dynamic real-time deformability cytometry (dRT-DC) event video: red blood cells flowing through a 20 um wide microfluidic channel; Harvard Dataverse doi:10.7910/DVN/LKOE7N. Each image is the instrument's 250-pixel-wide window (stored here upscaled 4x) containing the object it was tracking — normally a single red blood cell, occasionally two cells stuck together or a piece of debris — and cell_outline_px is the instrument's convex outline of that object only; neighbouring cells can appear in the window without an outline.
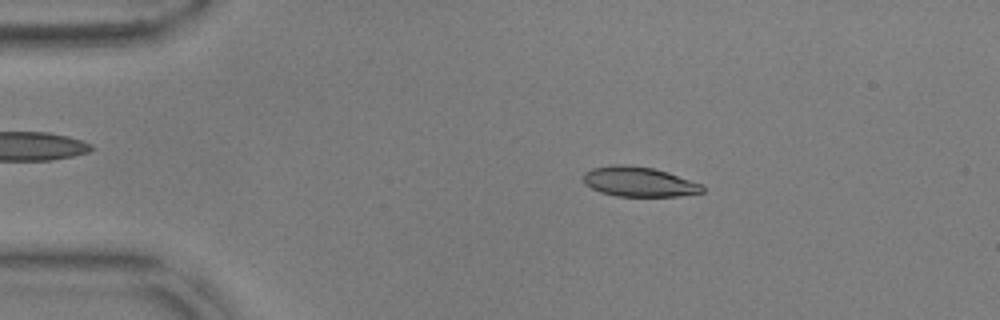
{"species": "common noctule bat (a hibernating species)", "species_latin": "Nyctalus noctula", "temperature_condition": "warm", "stored_images_in_passage": 55, "camera_frame_rate_fps": 3000, "um_per_image_px": 0.085, "animal": {"sex": "male", "body_mass_g": 17.9, "forearm_length_mm": 54.2}, "frame": {"image": 1, "passage_image": 10, "time_ms": 3.0, "image_size_px": [1000, 320], "cell_outline_px": [[704, 192], [676, 196], [616, 196], [600, 192], [584, 184], [584, 172], [592, 168], [612, 164], [628, 164], [652, 168], [668, 172], [704, 184]], "centroid_in_image_um": [54.32, 15.44], "position_along_channel_um": 30.7, "area_um2": 20.87}}
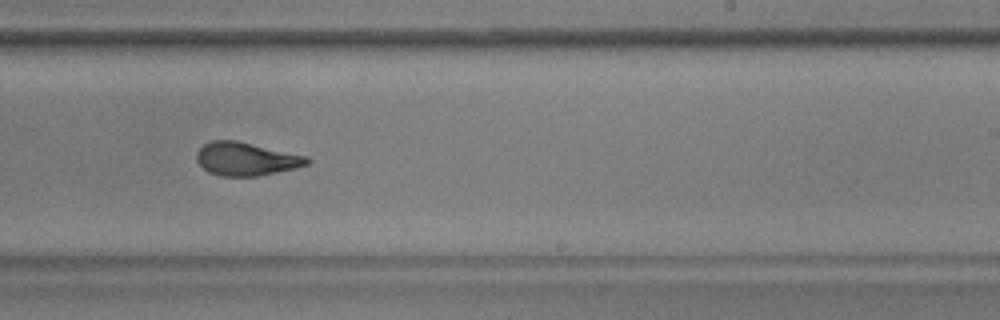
{"frame": {"image": 2, "passage_image": 34, "time_ms": 11.0, "image_size_px": [1000, 320], "cell_outline_px": [[312, 160], [308, 164], [296, 168], [256, 176], [220, 176], [208, 172], [196, 160], [196, 152], [204, 144], [212, 140], [236, 140], [308, 156]], "centroid_in_image_um": [20.93, 13.5], "position_along_channel_um": 268.1, "area_um2": 21.44}}
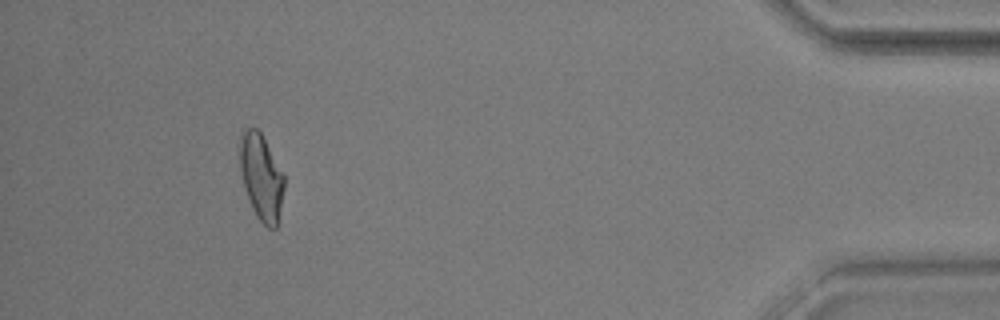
{"frame": {"image": 3, "passage_image": 51, "time_ms": 16.667, "image_size_px": [1000, 320], "cell_outline_px": [[284, 188], [276, 228], [268, 228], [256, 216], [252, 208], [244, 188], [240, 172], [240, 136], [248, 128], [256, 128], [260, 132], [284, 176]], "centroid_in_image_um": [22.19, 15.07], "position_along_channel_um": 413.0, "area_um2": 21.73}, "authors_computed_cell_mechanics": {"area_um2": 21.7906, "velocity_mm_per_s": 3.6145, "shape_relaxation_time_tau1_ms": 4.6852, "shape_relaxation_time_tau2_ms": 1.7651, "deformation_change_tau1": 0.1785, "deformation_change_tau2": 0.0827}}